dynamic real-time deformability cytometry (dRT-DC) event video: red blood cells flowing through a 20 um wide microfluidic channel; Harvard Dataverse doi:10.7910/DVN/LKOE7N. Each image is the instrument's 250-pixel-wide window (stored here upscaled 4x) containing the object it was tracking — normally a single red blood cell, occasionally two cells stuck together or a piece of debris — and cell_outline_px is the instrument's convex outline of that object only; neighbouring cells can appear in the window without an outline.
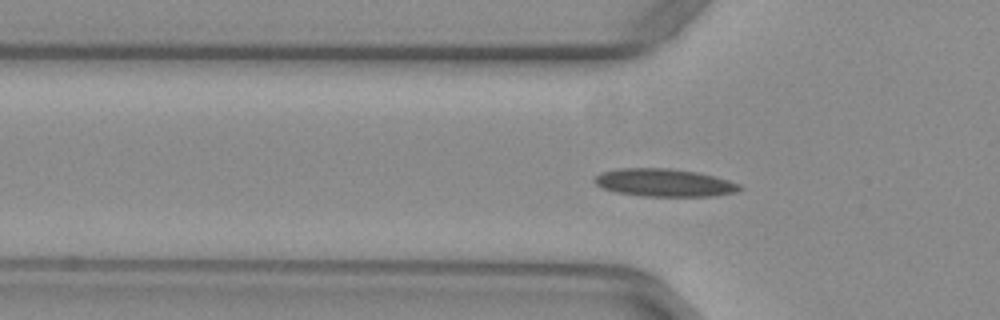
{"species": "common noctule bat (a hibernating species)", "species_latin": "Nyctalus noctula", "temperature_condition": "warm", "stored_images_in_passage": 43, "camera_frame_rate_fps": 3000, "um_per_image_px": 0.085, "animal": {"sex": "female", "body_mass_g": 29.2, "forearm_length_mm": 56.3}, "frame": {"image": 1, "passage_image": 7, "time_ms": 2.0, "image_size_px": [1000, 320], "cell_outline_px": [[744, 188], [736, 192], [712, 196], [640, 196], [616, 192], [600, 188], [592, 180], [600, 172], [620, 168], [668, 168], [696, 172], [728, 180], [740, 184]], "centroid_in_image_um": [56.42, 15.53], "position_along_channel_um": 69.4, "area_um2": 23.58}}
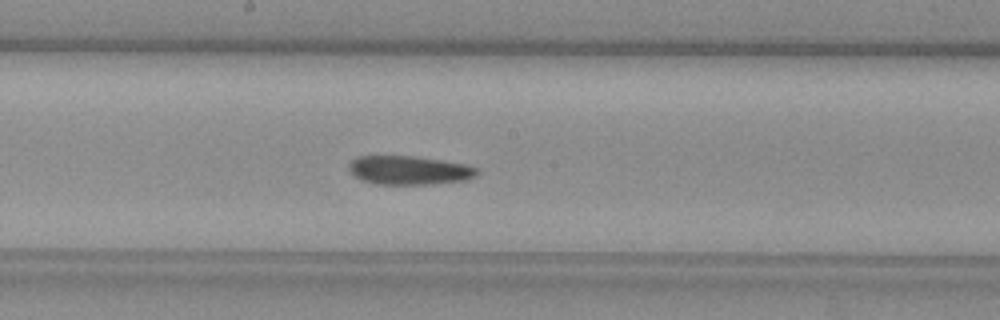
{"frame": {"image": 2, "passage_image": 18, "time_ms": 5.667, "image_size_px": [1000, 320], "cell_outline_px": [[480, 172], [476, 176], [468, 180], [432, 184], [372, 184], [360, 180], [352, 176], [348, 168], [348, 164], [356, 156], [412, 156], [440, 160], [464, 164], [476, 168]], "centroid_in_image_um": [34.73, 14.48], "position_along_channel_um": 213.5, "area_um2": 21.73}}
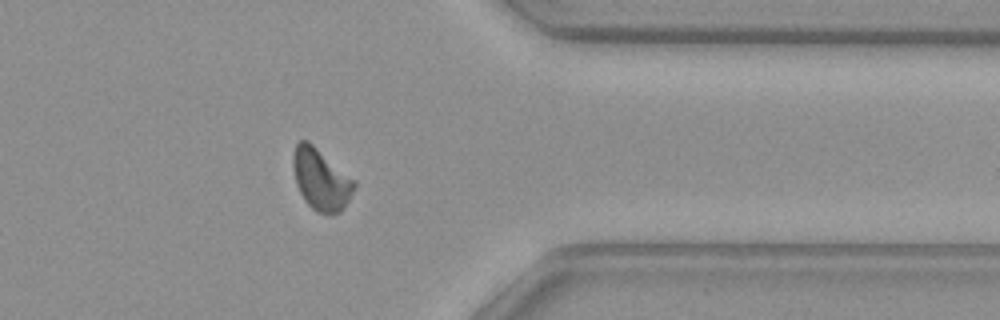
{"frame": {"image": 3, "passage_image": 32, "time_ms": 10.333, "image_size_px": [1000, 320], "cell_outline_px": [[356, 184], [344, 208], [340, 212], [332, 216], [316, 212], [304, 200], [296, 184], [292, 168], [292, 156], [296, 144], [300, 140], [308, 140], [356, 180]], "centroid_in_image_um": [27.27, 15.26], "position_along_channel_um": 384.1, "area_um2": 22.2}}